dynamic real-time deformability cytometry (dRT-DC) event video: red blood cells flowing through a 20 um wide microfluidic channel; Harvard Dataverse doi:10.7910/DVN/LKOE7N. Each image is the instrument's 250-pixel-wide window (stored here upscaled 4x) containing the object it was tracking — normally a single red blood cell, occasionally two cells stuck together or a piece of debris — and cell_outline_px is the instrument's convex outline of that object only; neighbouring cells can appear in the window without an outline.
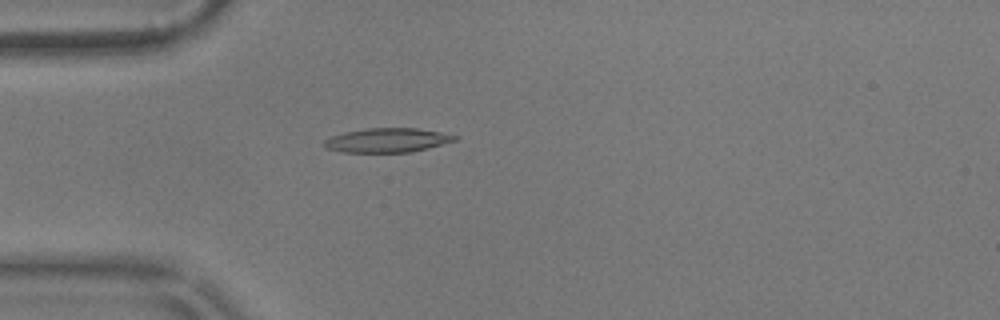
{"species": "common noctule bat (a hibernating species)", "species_latin": "Nyctalus noctula", "temperature_condition": "warm", "stored_images_in_passage": 56, "camera_frame_rate_fps": 3000, "um_per_image_px": 0.085, "animal": {"sex": "male", "body_mass_g": 17.9}, "frame": {"image": 1, "passage_image": 16, "time_ms": 5.0, "image_size_px": [1000, 320], "cell_outline_px": [[460, 136], [456, 140], [428, 148], [412, 152], [344, 152], [328, 148], [324, 144], [324, 140], [328, 136], [344, 132], [368, 128], [416, 128], [440, 132]], "centroid_in_image_um": [32.92, 11.91], "position_along_channel_um": 52.1, "area_um2": 18.38}}
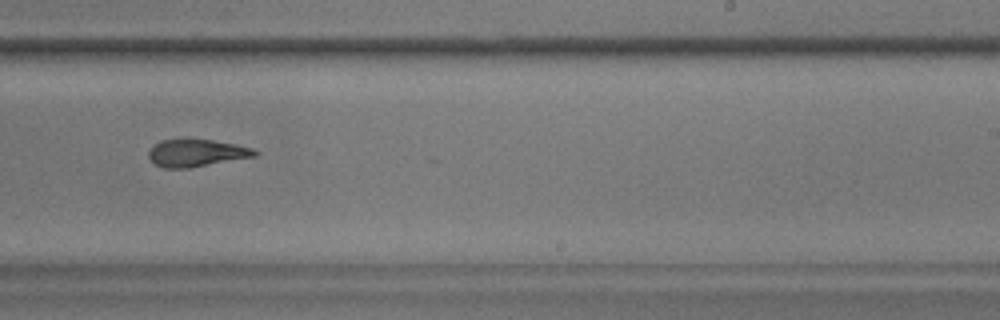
{"frame": {"image": 2, "passage_image": 35, "time_ms": 11.333, "image_size_px": [1000, 320], "cell_outline_px": [[260, 152], [256, 156], [188, 168], [164, 168], [156, 164], [148, 156], [148, 152], [160, 140], [212, 140], [236, 144], [252, 148]], "centroid_in_image_um": [16.73, 13.01], "position_along_channel_um": 272.3, "area_um2": 16.59}}
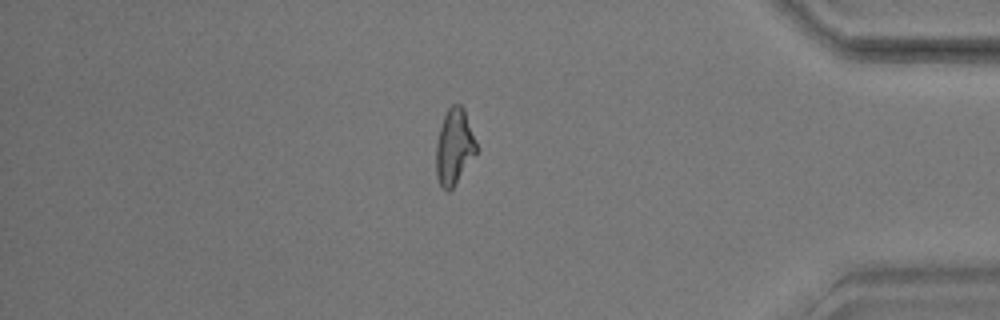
{"frame": {"image": 3, "passage_image": 48, "time_ms": 15.667, "image_size_px": [1000, 320], "cell_outline_px": [[476, 152], [452, 188], [448, 192], [440, 184], [436, 176], [436, 144], [440, 128], [444, 116], [448, 108], [452, 104], [460, 104], [464, 108], [476, 140]], "centroid_in_image_um": [38.6, 12.44], "position_along_channel_um": 396.6, "area_um2": 17.46}, "authors_computed_cell_mechanics": {"area_um2": 18.0336, "velocity_mm_per_s": 3.6022, "shape_relaxation_time_tau1_ms": 5.4264, "shape_relaxation_time_tau2_ms": 3.1818, "deformation_change_tau1": 0.173, "deformation_change_tau2": 0.1168}}